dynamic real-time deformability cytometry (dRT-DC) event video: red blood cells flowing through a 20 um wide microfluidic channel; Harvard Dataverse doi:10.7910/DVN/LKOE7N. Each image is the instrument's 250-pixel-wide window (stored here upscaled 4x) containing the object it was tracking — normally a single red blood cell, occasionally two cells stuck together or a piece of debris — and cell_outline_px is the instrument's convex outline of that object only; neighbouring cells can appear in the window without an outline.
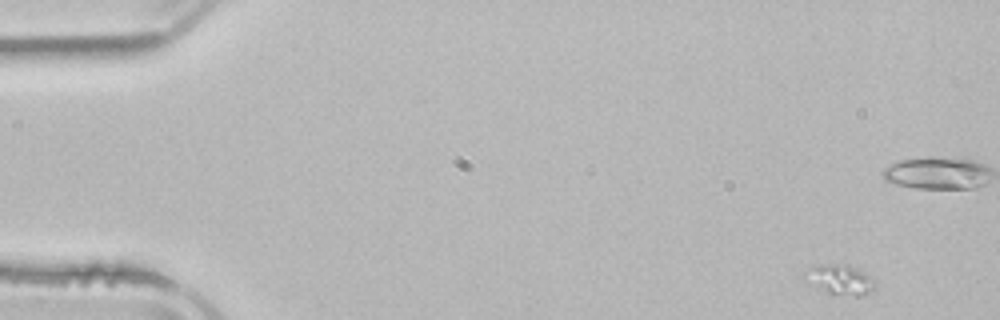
{"species": "common noctule bat (a hibernating species)", "species_latin": "Nyctalus noctula", "temperature_condition": "room temperature", "stored_images_in_passage": 4, "camera_frame_rate_fps": 3000, "um_per_image_px": 0.085, "animal": {"sex": "male", "body_mass_g": 21.5, "forearm_length_mm": 52.0}, "frame": {"image": 1, "passage_image": 4, "time_ms": 4.0, "image_size_px": [1000, 320], "cell_outline_px": [[876, 284], [868, 292], [860, 296], [856, 296], [828, 292], [804, 280], [804, 272], [820, 264], [848, 264], [872, 276], [876, 280]], "centroid_in_image_um": [71.43, 23.74], "position_along_channel_um": 13.6, "area_um2": 12.02}}